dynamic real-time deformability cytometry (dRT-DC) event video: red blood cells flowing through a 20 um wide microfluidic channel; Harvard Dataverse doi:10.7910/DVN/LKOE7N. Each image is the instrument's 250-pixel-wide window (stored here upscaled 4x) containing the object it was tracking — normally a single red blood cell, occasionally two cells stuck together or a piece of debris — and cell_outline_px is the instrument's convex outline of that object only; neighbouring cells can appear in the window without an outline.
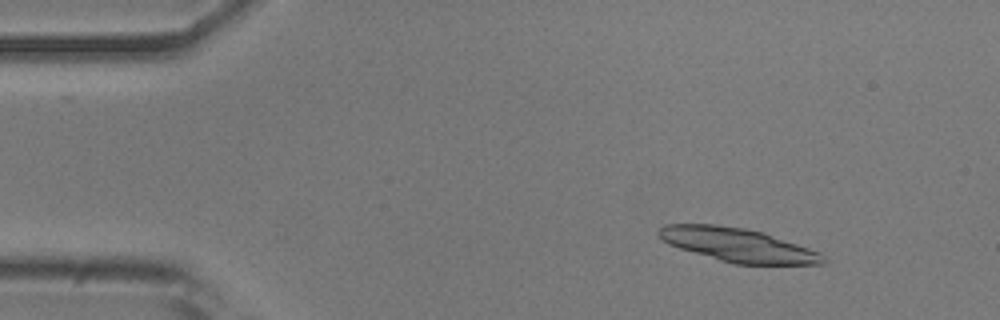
{"species": "common noctule bat (a hibernating species)", "species_latin": "Nyctalus noctula", "temperature_condition": "room temperature", "stored_images_in_passage": 51, "segment_of_instrument_passage": [1, 2], "camera_frame_rate_fps": 3000, "um_per_image_px": 0.085, "animal": {"sex": "male", "body_mass_g": 20.5, "forearm_length_mm": 52.5}, "frame": {"image": 1, "passage_image": 6, "time_ms": 1.667, "image_size_px": [1000, 320], "cell_outline_px": [[828, 260], [824, 264], [736, 264], [720, 260], [680, 248], [668, 244], [656, 232], [664, 224], [716, 224], [744, 228], [764, 232], [820, 252]], "centroid_in_image_um": [62.74, 20.81], "position_along_channel_um": 22.3, "area_um2": 32.08}}